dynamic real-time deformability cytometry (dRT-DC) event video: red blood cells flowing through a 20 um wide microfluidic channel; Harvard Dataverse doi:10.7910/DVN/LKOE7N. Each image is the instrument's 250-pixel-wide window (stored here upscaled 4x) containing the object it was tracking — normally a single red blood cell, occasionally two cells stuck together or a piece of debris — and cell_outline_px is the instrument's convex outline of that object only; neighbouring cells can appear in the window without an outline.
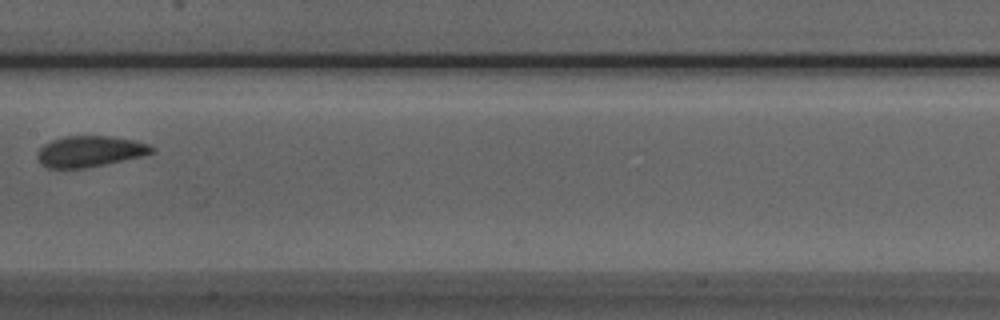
{"species": "Egyptian fruit bat (a non-hibernating species)", "species_latin": "Rousettus aegyptiacus", "temperature_condition": "room temperature", "stored_images_in_passage": 8, "camera_frame_rate_fps": 3000, "um_per_image_px": 0.085, "animal": {"sex": "male"}, "frame": {"image": 1, "passage_image": 6, "time_ms": 1.667, "image_size_px": [1000, 320], "cell_outline_px": [[156, 152], [144, 156], [84, 168], [48, 168], [40, 164], [36, 156], [40, 148], [44, 144], [52, 140], [64, 136], [108, 136], [136, 140], [148, 144], [156, 148]], "centroid_in_image_um": [7.66, 12.86], "position_along_channel_um": 199.7, "area_um2": 20.81}}
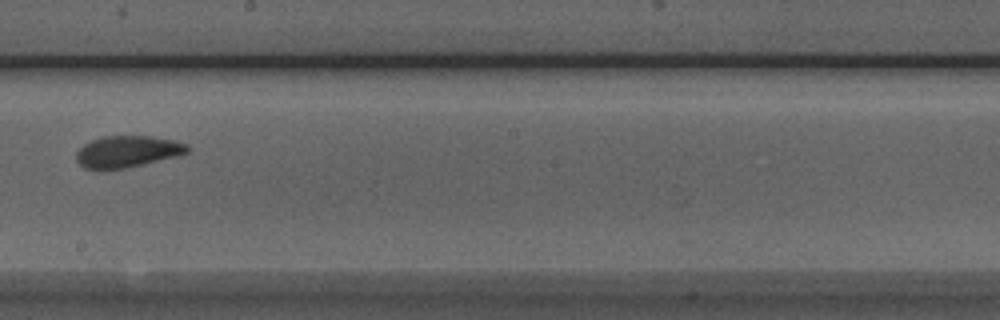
{"frame": {"image": 2, "passage_image": 7, "time_ms": 2.0, "image_size_px": [1000, 320], "cell_outline_px": [[188, 152], [180, 156], [144, 164], [124, 168], [84, 168], [76, 160], [76, 152], [84, 144], [92, 140], [104, 136], [152, 136], [176, 140], [188, 144]], "centroid_in_image_um": [10.88, 12.86], "position_along_channel_um": 237.3, "area_um2": 20.4}}
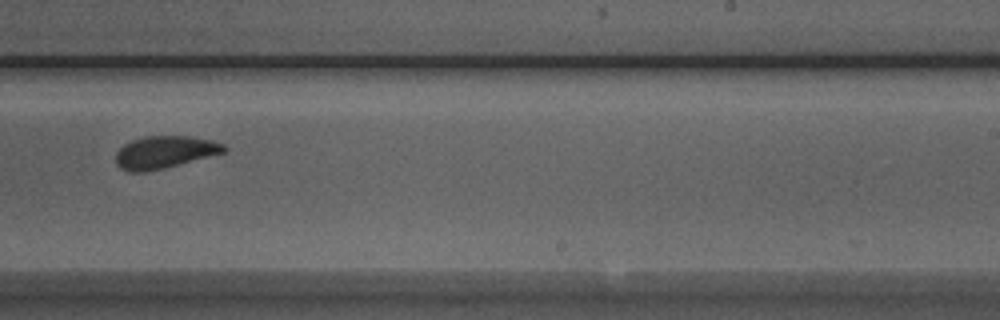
{"frame": {"image": 3, "passage_image": 8, "time_ms": 2.333, "image_size_px": [1000, 320], "cell_outline_px": [[228, 148], [224, 152], [164, 168], [144, 172], [128, 172], [120, 168], [116, 164], [116, 152], [124, 144], [132, 140], [144, 136], [188, 136], [212, 140], [224, 144]], "centroid_in_image_um": [13.96, 12.93], "position_along_channel_um": 275.0, "area_um2": 20.35}}